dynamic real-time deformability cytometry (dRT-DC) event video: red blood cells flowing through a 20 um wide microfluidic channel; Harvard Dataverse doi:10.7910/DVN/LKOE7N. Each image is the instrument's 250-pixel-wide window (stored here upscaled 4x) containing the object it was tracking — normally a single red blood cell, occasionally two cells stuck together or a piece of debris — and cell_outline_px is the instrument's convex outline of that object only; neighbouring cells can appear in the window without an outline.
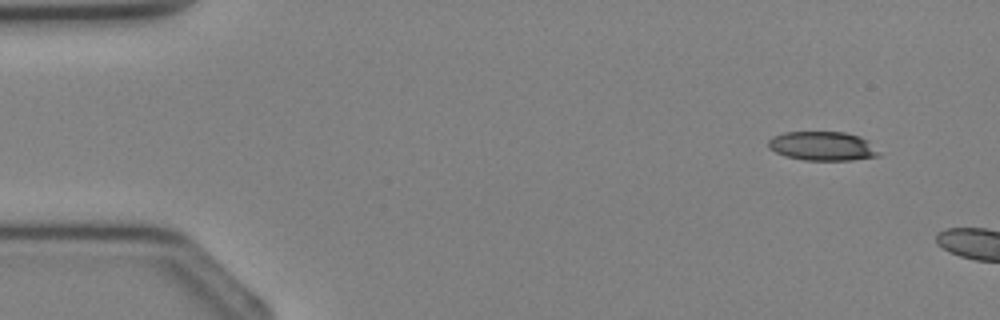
{"species": "Egyptian fruit bat (a non-hibernating species)", "species_latin": "Rousettus aegyptiacus", "temperature_condition": "cold", "stored_images_in_passage": 2, "camera_frame_rate_fps": 3000, "um_per_image_px": 0.085, "animal": {"sex": "female"}, "frame": {"image": 1, "passage_image": 1, "time_ms": 0.0, "image_size_px": [1000, 320], "cell_outline_px": [[880, 156], [852, 160], [804, 160], [784, 156], [768, 148], [768, 140], [772, 136], [784, 132], [844, 132], [860, 136], [868, 140], [880, 152]], "centroid_in_image_um": [69.91, 12.41], "position_along_channel_um": 15.1, "area_um2": 18.9}}